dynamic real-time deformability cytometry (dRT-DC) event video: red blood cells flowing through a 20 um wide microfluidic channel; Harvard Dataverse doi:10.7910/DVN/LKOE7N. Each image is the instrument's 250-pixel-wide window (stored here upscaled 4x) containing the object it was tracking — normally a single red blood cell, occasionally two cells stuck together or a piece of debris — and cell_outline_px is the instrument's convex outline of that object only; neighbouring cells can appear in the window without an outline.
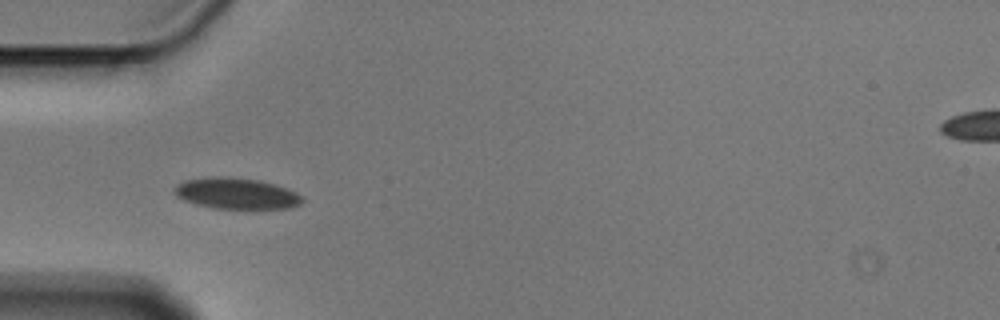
{"species": "Egyptian fruit bat (a non-hibernating species)", "species_latin": "Rousettus aegyptiacus", "temperature_condition": "cold", "stored_images_in_passage": 5, "camera_frame_rate_fps": 3000, "um_per_image_px": 0.085, "animal": {"sex": "male"}, "frame": {"image": 1, "passage_image": 4, "time_ms": 1.0, "image_size_px": [1000, 320], "cell_outline_px": [[304, 200], [300, 204], [288, 208], [216, 208], [196, 204], [184, 200], [176, 196], [172, 192], [172, 188], [176, 184], [184, 180], [208, 176], [228, 176], [260, 180], [276, 184], [296, 192]], "centroid_in_image_um": [20.03, 16.42], "position_along_channel_um": 65.0, "area_um2": 23.35}}
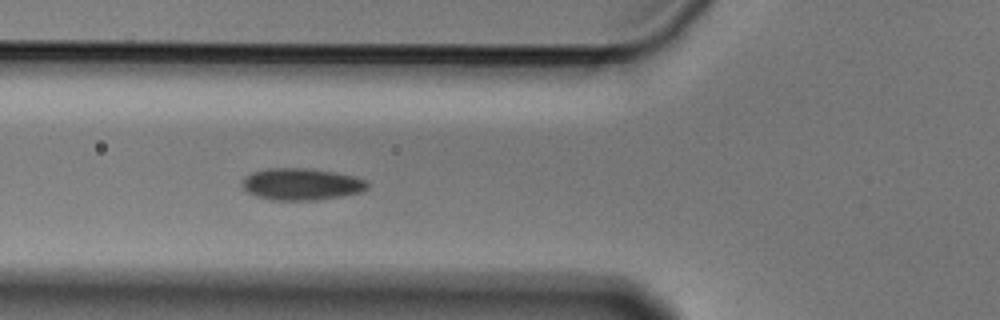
{"frame": {"image": 2, "passage_image": 5, "time_ms": 1.333, "image_size_px": [1000, 320], "cell_outline_px": [[368, 188], [364, 192], [344, 196], [316, 200], [272, 200], [256, 196], [248, 192], [240, 184], [240, 180], [244, 176], [252, 172], [268, 168], [308, 168], [336, 172], [368, 180]], "centroid_in_image_um": [25.63, 15.65], "position_along_channel_um": 100.2, "area_um2": 23.64}}